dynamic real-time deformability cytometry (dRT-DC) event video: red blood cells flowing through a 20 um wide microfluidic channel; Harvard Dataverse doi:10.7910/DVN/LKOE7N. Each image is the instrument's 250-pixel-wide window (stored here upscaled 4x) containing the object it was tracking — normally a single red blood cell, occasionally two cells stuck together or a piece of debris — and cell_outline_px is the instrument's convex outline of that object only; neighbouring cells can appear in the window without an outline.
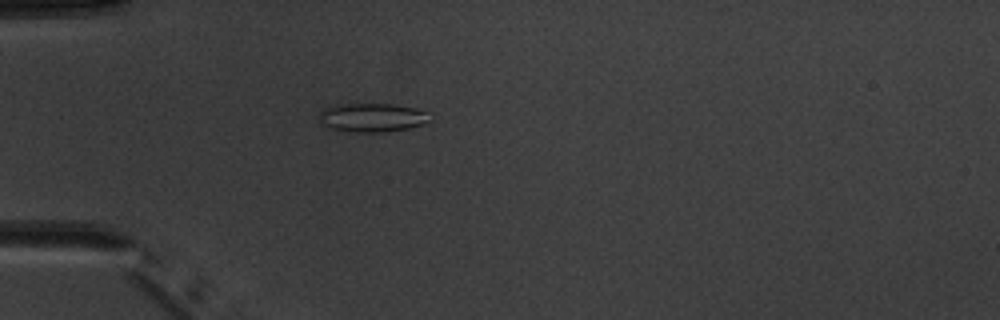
{"species": "common noctule bat (a hibernating species)", "species_latin": "Nyctalus noctula", "temperature_condition": "warm", "stored_images_in_passage": 4, "camera_frame_rate_fps": 3000, "um_per_image_px": 0.085, "animal": {"sex": "male", "body_mass_g": 20.1, "forearm_length_mm": 53.5}, "frame": {"image": 1, "passage_image": 4, "time_ms": 3.333, "image_size_px": [1000, 320], "cell_outline_px": [[432, 120], [408, 128], [384, 132], [356, 132], [332, 128], [320, 124], [320, 112], [324, 108], [336, 104], [396, 104], [416, 108], [432, 112]], "centroid_in_image_um": [31.69, 9.97], "position_along_channel_um": 53.3, "area_um2": 18.73}}